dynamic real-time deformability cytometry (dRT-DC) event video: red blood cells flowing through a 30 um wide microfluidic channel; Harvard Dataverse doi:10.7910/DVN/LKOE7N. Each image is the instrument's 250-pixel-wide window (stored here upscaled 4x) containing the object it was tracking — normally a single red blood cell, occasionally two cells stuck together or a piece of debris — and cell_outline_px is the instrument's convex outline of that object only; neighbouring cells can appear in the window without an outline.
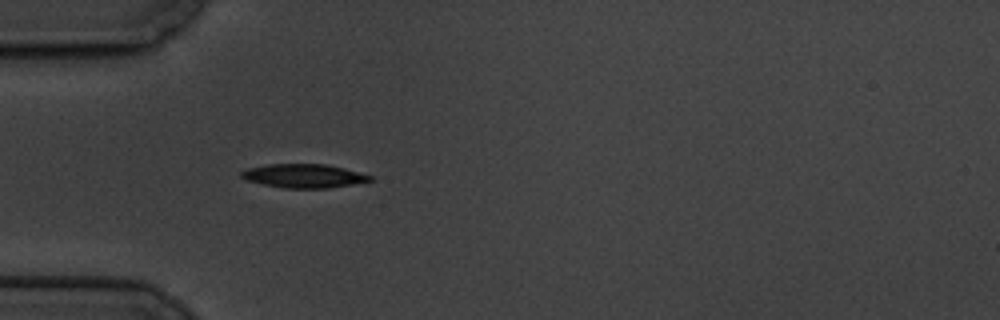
{"species": "common noctule bat (a hibernating species)", "species_latin": "Nyctalus noctula", "temperature_condition": "cold", "stored_images_in_passage": 1, "camera_frame_rate_fps": 3000, "um_per_image_px": 0.085, "animal": {"sex": "male", "body_mass_g": 19.5, "forearm_length_mm": 54.6}, "frame": {"image": 1, "passage_image": 1, "time_ms": 0.0, "image_size_px": [1000, 320], "cell_outline_px": [[372, 180], [352, 184], [328, 188], [284, 188], [264, 184], [248, 180], [240, 176], [240, 172], [248, 168], [268, 164], [324, 164], [344, 168], [372, 176]], "centroid_in_image_um": [25.81, 14.95], "position_along_channel_um": 59.2, "area_um2": 17.57}}